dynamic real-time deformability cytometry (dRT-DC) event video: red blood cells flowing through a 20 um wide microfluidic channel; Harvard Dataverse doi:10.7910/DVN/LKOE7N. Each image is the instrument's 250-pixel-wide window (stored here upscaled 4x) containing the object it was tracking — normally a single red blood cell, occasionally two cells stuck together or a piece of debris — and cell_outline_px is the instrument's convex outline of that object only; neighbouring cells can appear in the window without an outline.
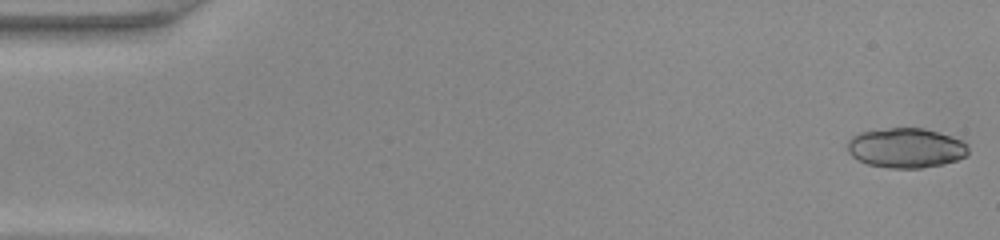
{"species": "common noctule bat (a hibernating species)", "species_latin": "Nyctalus noctula", "temperature_condition": "warm", "stored_images_in_passage": 45, "camera_frame_rate_fps": 3000, "um_per_image_px": 0.085, "animal": {"sex": "female", "body_mass_g": 22.0, "forearm_length_mm": 56.7}, "frame": {"image": 1, "passage_image": 1, "time_ms": 0.0, "image_size_px": [1000, 240], "cell_outline_px": [[968, 152], [964, 156], [956, 160], [944, 164], [920, 168], [888, 168], [868, 164], [852, 156], [848, 152], [848, 140], [852, 136], [860, 132], [888, 128], [924, 128], [960, 140], [968, 144]], "centroid_in_image_um": [76.98, 12.58], "position_along_channel_um": 8.0, "area_um2": 27.8}}